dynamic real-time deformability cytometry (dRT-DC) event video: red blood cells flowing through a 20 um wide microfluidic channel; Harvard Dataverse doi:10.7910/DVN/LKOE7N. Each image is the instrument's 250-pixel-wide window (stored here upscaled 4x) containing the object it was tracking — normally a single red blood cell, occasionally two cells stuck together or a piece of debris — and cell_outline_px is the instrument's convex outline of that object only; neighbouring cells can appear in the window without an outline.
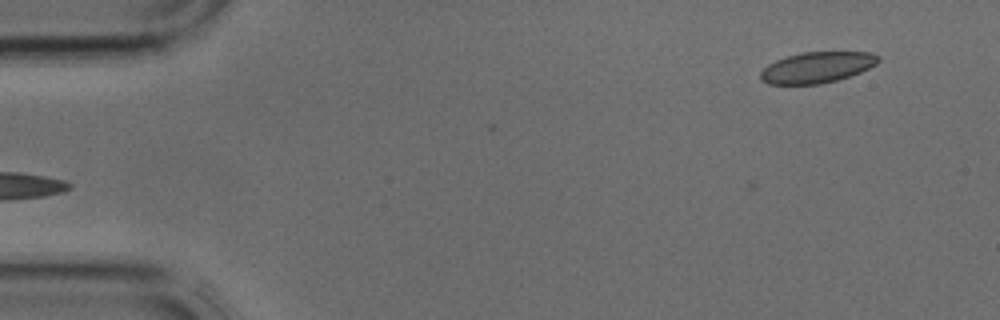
{"species": "common noctule bat (a hibernating species)", "species_latin": "Nyctalus noctula", "temperature_condition": "cold", "stored_images_in_passage": 3, "camera_frame_rate_fps": 3000, "um_per_image_px": 0.085, "animal": {"sex": "male", "body_mass_g": 17.9, "forearm_length_mm": 54.2}, "frame": {"image": 1, "passage_image": 1, "time_ms": 0.0, "image_size_px": [1000, 320], "cell_outline_px": [[880, 60], [876, 64], [860, 72], [836, 80], [820, 84], [768, 84], [760, 80], [760, 72], [768, 64], [776, 60], [788, 56], [804, 52], [872, 52], [880, 56]], "centroid_in_image_um": [69.44, 5.73], "position_along_channel_um": 15.6, "area_um2": 21.15}}
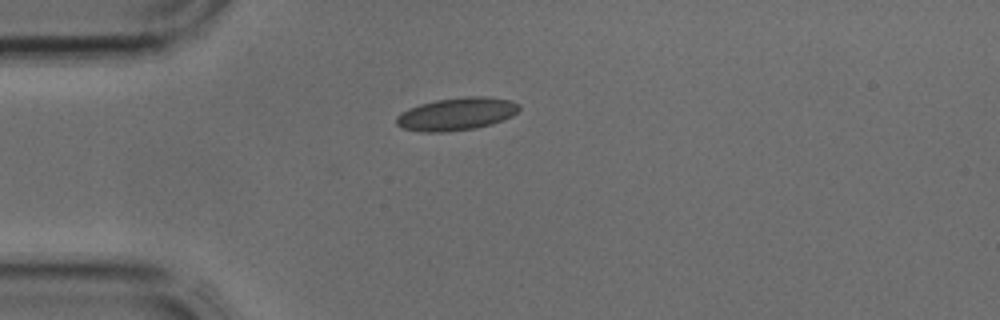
{"frame": {"image": 2, "passage_image": 2, "time_ms": 0.333, "image_size_px": [1000, 320], "cell_outline_px": [[520, 108], [512, 116], [492, 124], [476, 128], [444, 132], [424, 132], [404, 128], [396, 124], [396, 116], [408, 108], [420, 104], [436, 100], [468, 96], [484, 96], [512, 100], [520, 104]], "centroid_in_image_um": [38.83, 9.68], "position_along_channel_um": 46.2, "area_um2": 23.41}}
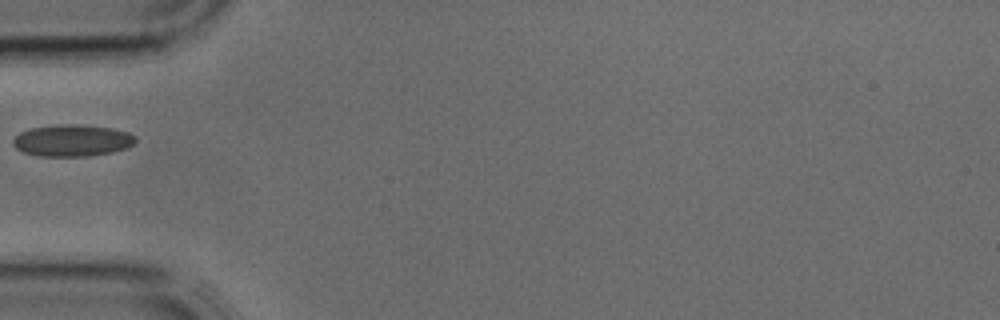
{"frame": {"image": 3, "passage_image": 3, "time_ms": 0.667, "image_size_px": [1000, 320], "cell_outline_px": [[136, 140], [132, 144], [124, 148], [112, 152], [88, 156], [36, 156], [24, 152], [16, 148], [12, 144], [12, 140], [20, 132], [32, 128], [56, 124], [76, 124], [112, 128], [128, 132], [136, 136]], "centroid_in_image_um": [6.11, 11.94], "position_along_channel_um": 78.9, "area_um2": 22.66}}